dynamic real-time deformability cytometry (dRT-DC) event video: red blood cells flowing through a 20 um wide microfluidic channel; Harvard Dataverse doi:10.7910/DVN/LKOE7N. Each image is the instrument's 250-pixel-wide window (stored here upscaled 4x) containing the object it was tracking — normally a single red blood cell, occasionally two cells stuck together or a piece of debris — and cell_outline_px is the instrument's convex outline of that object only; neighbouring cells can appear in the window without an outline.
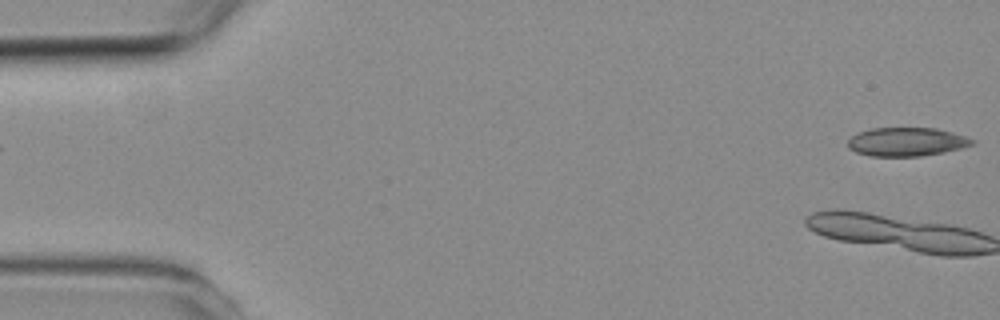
{"species": "common noctule bat (a hibernating species)", "species_latin": "Nyctalus noctula", "temperature_condition": "room temperature", "stored_images_in_passage": 5, "camera_frame_rate_fps": 3000, "um_per_image_px": 0.085, "animal": {"sex": "female", "body_mass_g": 19.3, "forearm_length_mm": 54.1}, "frame": {"image": 1, "passage_image": 1, "time_ms": 0.0, "image_size_px": [1000, 320], "cell_outline_px": [[976, 144], [944, 152], [920, 156], [868, 156], [856, 152], [848, 148], [848, 140], [856, 132], [872, 128], [936, 128], [952, 132], [976, 140]], "centroid_in_image_um": [77.05, 12.05], "position_along_channel_um": 7.9, "area_um2": 20.87}}